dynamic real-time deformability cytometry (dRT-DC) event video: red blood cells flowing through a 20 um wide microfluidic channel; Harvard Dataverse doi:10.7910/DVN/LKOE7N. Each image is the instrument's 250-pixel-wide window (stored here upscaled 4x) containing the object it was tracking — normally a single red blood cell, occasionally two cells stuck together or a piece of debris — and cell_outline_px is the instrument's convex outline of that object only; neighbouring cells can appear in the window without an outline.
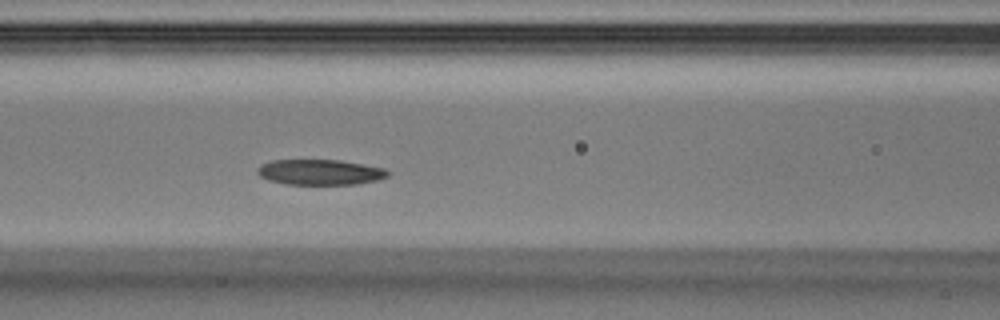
{"species": "Egyptian fruit bat (a non-hibernating species)", "species_latin": "Rousettus aegyptiacus", "temperature_condition": "warm", "stored_images_in_passage": 23, "camera_frame_rate_fps": 3000, "um_per_image_px": 0.085, "animal": {"sex": "male"}, "frame": {"image": 1, "passage_image": 8, "time_ms": 2.333, "image_size_px": [1000, 320], "cell_outline_px": [[392, 172], [388, 176], [376, 180], [356, 184], [284, 184], [268, 180], [260, 176], [256, 172], [256, 168], [260, 164], [272, 160], [340, 160], [384, 168]], "centroid_in_image_um": [27.17, 14.63], "position_along_channel_um": 139.4, "area_um2": 19.42}}
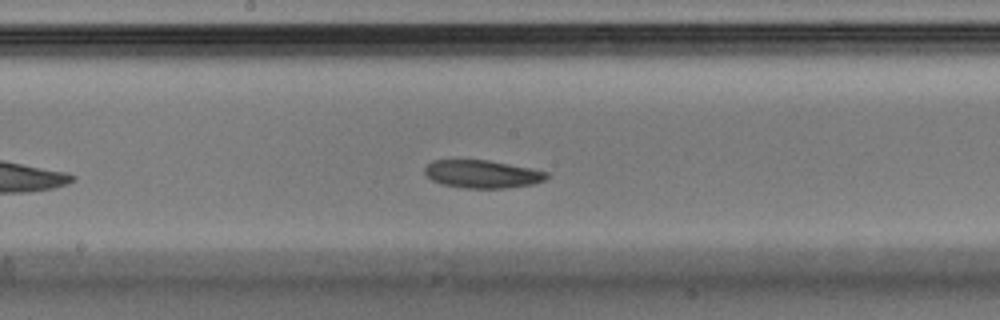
{"frame": {"image": 2, "passage_image": 12, "time_ms": 3.667, "image_size_px": [1000, 320], "cell_outline_px": [[548, 176], [544, 180], [532, 184], [508, 188], [464, 188], [440, 184], [432, 180], [424, 172], [424, 168], [432, 160], [488, 160], [532, 168], [548, 172]], "centroid_in_image_um": [40.99, 14.79], "position_along_channel_um": 207.2, "area_um2": 19.88}}
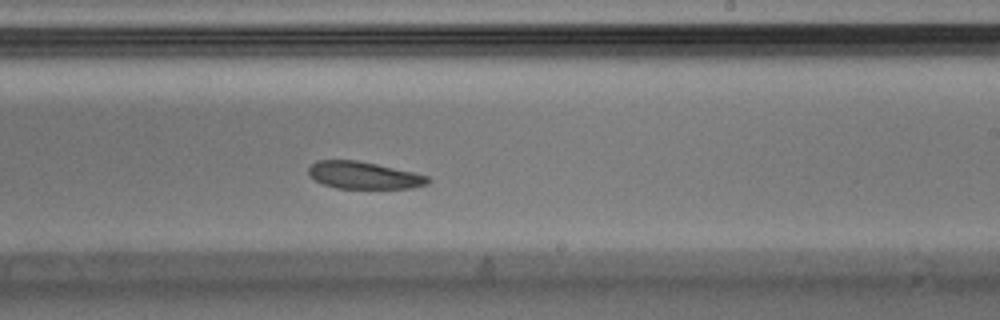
{"frame": {"image": 3, "passage_image": 15, "time_ms": 4.667, "image_size_px": [1000, 320], "cell_outline_px": [[432, 180], [428, 184], [412, 188], [336, 188], [324, 184], [316, 180], [308, 172], [308, 168], [316, 160], [356, 160], [376, 164], [412, 172], [428, 176]], "centroid_in_image_um": [30.94, 14.9], "position_along_channel_um": 258.1, "area_um2": 18.73}}